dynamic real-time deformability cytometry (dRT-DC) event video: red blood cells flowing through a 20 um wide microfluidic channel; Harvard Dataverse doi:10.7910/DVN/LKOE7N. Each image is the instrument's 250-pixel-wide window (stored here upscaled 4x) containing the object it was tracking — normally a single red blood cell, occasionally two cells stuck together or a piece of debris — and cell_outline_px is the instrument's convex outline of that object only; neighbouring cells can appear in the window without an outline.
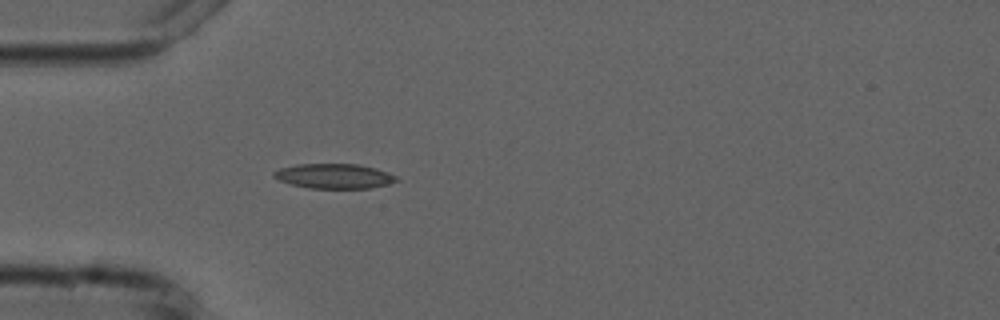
{"species": "common noctule bat (a hibernating species)", "species_latin": "Nyctalus noctula", "temperature_condition": "cold", "stored_images_in_passage": 1, "camera_frame_rate_fps": 3000, "um_per_image_px": 0.085, "animal": {"sex": "male", "forearm_length_mm": 52.5}, "frame": {"image": 1, "passage_image": 1, "time_ms": 0.0, "image_size_px": [1000, 320], "cell_outline_px": [[400, 180], [388, 184], [372, 188], [308, 188], [292, 184], [280, 180], [272, 176], [272, 172], [280, 168], [296, 164], [360, 164], [376, 168], [388, 172], [396, 176]], "centroid_in_image_um": [28.42, 14.96], "position_along_channel_um": 56.6, "area_um2": 17.8}}